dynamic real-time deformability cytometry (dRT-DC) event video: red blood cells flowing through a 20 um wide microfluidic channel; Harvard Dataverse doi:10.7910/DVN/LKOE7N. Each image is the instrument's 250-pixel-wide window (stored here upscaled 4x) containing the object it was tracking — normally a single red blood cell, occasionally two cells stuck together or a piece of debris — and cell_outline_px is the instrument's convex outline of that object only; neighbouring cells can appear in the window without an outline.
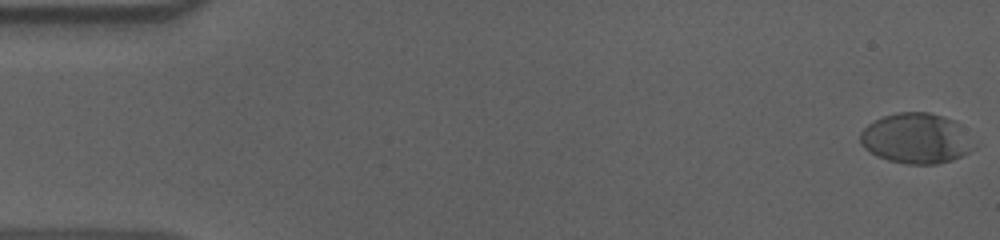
{"species": "human", "species_latin": "Homo sapiens", "temperature_condition": "cold", "stored_images_in_passage": 45, "camera_frame_rate_fps": 3000, "um_per_image_px": 0.085, "donor": {"sex": "male"}, "frame": {"image": 1, "passage_image": 1, "time_ms": 0.0, "image_size_px": [1000, 240], "cell_outline_px": [[976, 148], [952, 160], [936, 164], [908, 164], [888, 160], [876, 156], [864, 148], [860, 144], [860, 132], [868, 124], [884, 116], [896, 112], [928, 112], [944, 116], [960, 124]], "centroid_in_image_um": [77.85, 11.76], "position_along_channel_um": 7.1, "area_um2": 33.29}}
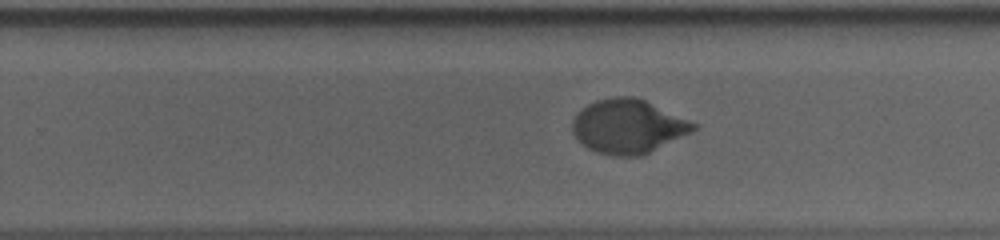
{"frame": {"image": 2, "passage_image": 36, "time_ms": 11.667, "image_size_px": [1000, 240], "cell_outline_px": [[696, 128], [692, 132], [640, 156], [616, 156], [596, 152], [588, 148], [572, 132], [572, 120], [588, 104], [596, 100], [616, 96], [632, 96], [644, 100], [688, 120], [696, 124]], "centroid_in_image_um": [53.37, 10.75], "position_along_channel_um": 276.4, "area_um2": 37.4}}
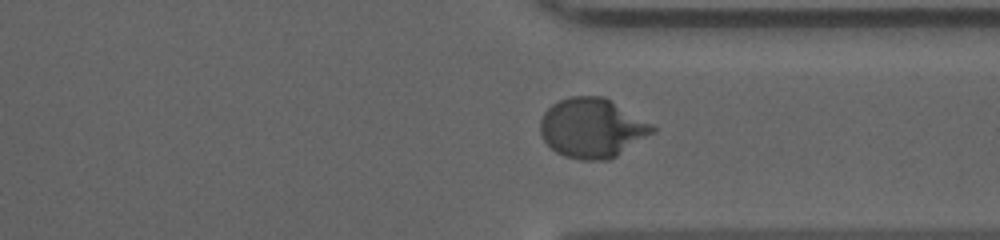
{"frame": {"image": 3, "passage_image": 43, "time_ms": 14.0, "image_size_px": [1000, 240], "cell_outline_px": [[656, 132], [616, 156], [608, 160], [580, 160], [564, 156], [556, 152], [544, 140], [540, 132], [540, 120], [544, 112], [552, 104], [560, 100], [572, 96], [604, 96], [652, 124], [656, 128]], "centroid_in_image_um": [50.33, 10.89], "position_along_channel_um": 361.1, "area_um2": 38.9}}